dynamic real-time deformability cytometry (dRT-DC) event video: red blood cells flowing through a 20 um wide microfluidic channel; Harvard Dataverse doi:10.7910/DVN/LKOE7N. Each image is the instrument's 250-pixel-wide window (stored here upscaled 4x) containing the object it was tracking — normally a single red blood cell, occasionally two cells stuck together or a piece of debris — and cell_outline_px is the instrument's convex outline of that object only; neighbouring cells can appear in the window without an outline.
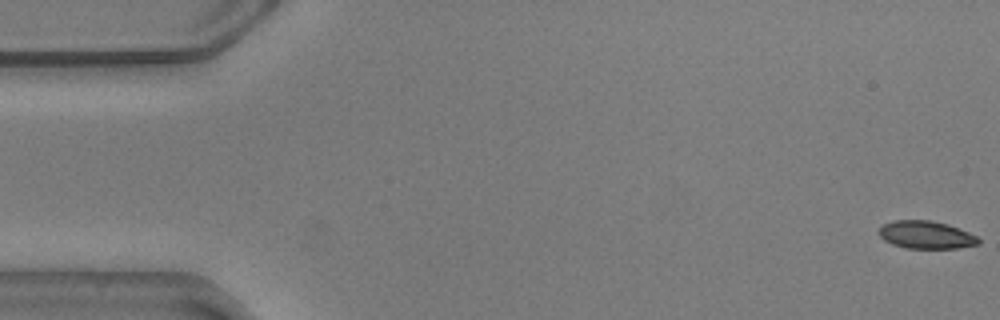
{"species": "common noctule bat (a hibernating species)", "species_latin": "Nyctalus noctula", "temperature_condition": "warm", "stored_images_in_passage": 57, "camera_frame_rate_fps": 3000, "um_per_image_px": 0.085, "animal": {"sex": "male", "body_mass_g": 20.5, "forearm_length_mm": 52.5}, "frame": {"image": 1, "passage_image": 1, "time_ms": 0.0, "image_size_px": [1000, 320], "cell_outline_px": [[980, 244], [956, 248], [904, 248], [892, 244], [884, 240], [880, 236], [880, 228], [884, 224], [892, 220], [932, 220], [948, 224], [968, 232], [976, 236], [980, 240]], "centroid_in_image_um": [78.72, 19.96], "position_along_channel_um": 6.3, "area_um2": 16.07}}
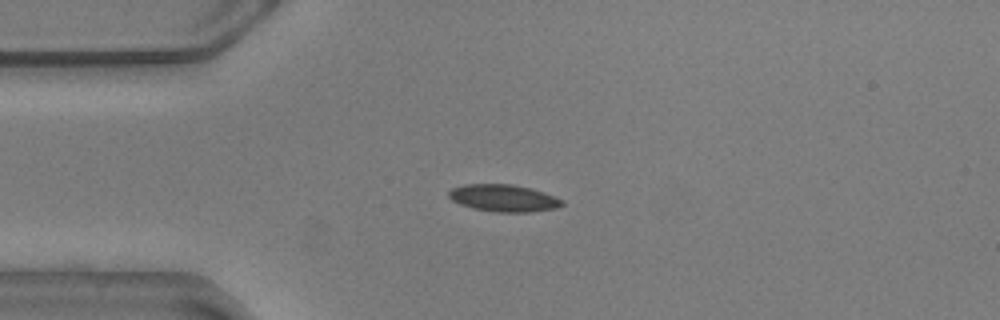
{"frame": {"image": 2, "passage_image": 14, "time_ms": 4.333, "image_size_px": [1000, 320], "cell_outline_px": [[564, 204], [556, 208], [528, 212], [496, 212], [472, 208], [460, 204], [452, 200], [448, 196], [448, 192], [452, 188], [464, 184], [512, 184], [532, 188], [544, 192], [564, 200]], "centroid_in_image_um": [42.81, 16.83], "position_along_channel_um": 42.2, "area_um2": 17.98}}
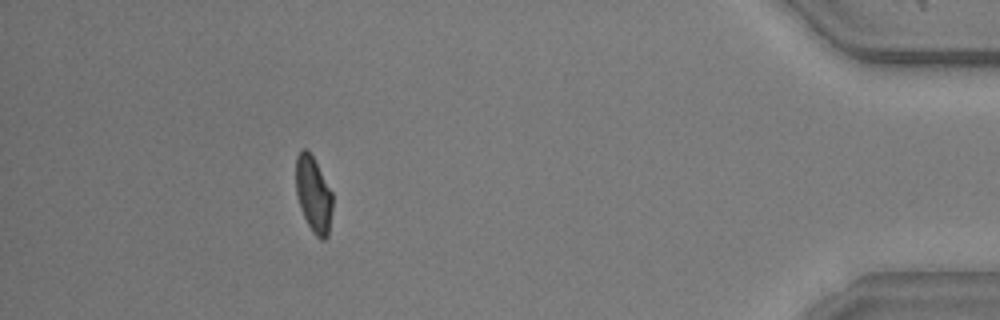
{"frame": {"image": 3, "passage_image": 51, "time_ms": 16.667, "image_size_px": [1000, 320], "cell_outline_px": [[332, 208], [328, 236], [324, 240], [320, 240], [312, 232], [300, 208], [296, 192], [296, 156], [300, 148], [308, 148], [332, 192]], "centroid_in_image_um": [26.63, 16.51], "position_along_channel_um": 408.6, "area_um2": 16.3}, "authors_computed_cell_mechanics": {"area_um2": 17.4556, "velocity_mm_per_s": 3.5815, "shape_relaxation_time_tau1_ms": null, "shape_relaxation_time_tau2_ms": 1.2058, "deformation_change_tau1": null, "deformation_change_tau2": 0.0679}}